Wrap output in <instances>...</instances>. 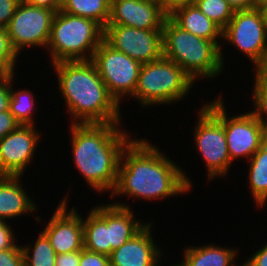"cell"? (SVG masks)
I'll return each instance as SVG.
<instances>
[{"label": "cell", "mask_w": 267, "mask_h": 266, "mask_svg": "<svg viewBox=\"0 0 267 266\" xmlns=\"http://www.w3.org/2000/svg\"><path fill=\"white\" fill-rule=\"evenodd\" d=\"M247 257V260L240 263L242 266H267V242L258 251Z\"/></svg>", "instance_id": "cell-35"}, {"label": "cell", "mask_w": 267, "mask_h": 266, "mask_svg": "<svg viewBox=\"0 0 267 266\" xmlns=\"http://www.w3.org/2000/svg\"><path fill=\"white\" fill-rule=\"evenodd\" d=\"M80 251L57 254L55 266H79Z\"/></svg>", "instance_id": "cell-37"}, {"label": "cell", "mask_w": 267, "mask_h": 266, "mask_svg": "<svg viewBox=\"0 0 267 266\" xmlns=\"http://www.w3.org/2000/svg\"><path fill=\"white\" fill-rule=\"evenodd\" d=\"M51 66L71 124L123 123L121 106L109 94L91 60L61 61Z\"/></svg>", "instance_id": "cell-3"}, {"label": "cell", "mask_w": 267, "mask_h": 266, "mask_svg": "<svg viewBox=\"0 0 267 266\" xmlns=\"http://www.w3.org/2000/svg\"><path fill=\"white\" fill-rule=\"evenodd\" d=\"M223 96L204 102L224 126L230 159L247 161L267 141V130L251 111L228 116ZM241 158V159H240Z\"/></svg>", "instance_id": "cell-7"}, {"label": "cell", "mask_w": 267, "mask_h": 266, "mask_svg": "<svg viewBox=\"0 0 267 266\" xmlns=\"http://www.w3.org/2000/svg\"><path fill=\"white\" fill-rule=\"evenodd\" d=\"M55 14V10L20 1L6 27L11 45L18 55L27 47L46 49Z\"/></svg>", "instance_id": "cell-10"}, {"label": "cell", "mask_w": 267, "mask_h": 266, "mask_svg": "<svg viewBox=\"0 0 267 266\" xmlns=\"http://www.w3.org/2000/svg\"><path fill=\"white\" fill-rule=\"evenodd\" d=\"M247 182L252 199L258 209L267 204V141L250 157L247 162Z\"/></svg>", "instance_id": "cell-22"}, {"label": "cell", "mask_w": 267, "mask_h": 266, "mask_svg": "<svg viewBox=\"0 0 267 266\" xmlns=\"http://www.w3.org/2000/svg\"><path fill=\"white\" fill-rule=\"evenodd\" d=\"M109 264L108 255L92 252L85 248L80 251L79 266H108Z\"/></svg>", "instance_id": "cell-30"}, {"label": "cell", "mask_w": 267, "mask_h": 266, "mask_svg": "<svg viewBox=\"0 0 267 266\" xmlns=\"http://www.w3.org/2000/svg\"><path fill=\"white\" fill-rule=\"evenodd\" d=\"M229 5L234 9L237 10H249L257 8L256 0H225Z\"/></svg>", "instance_id": "cell-39"}, {"label": "cell", "mask_w": 267, "mask_h": 266, "mask_svg": "<svg viewBox=\"0 0 267 266\" xmlns=\"http://www.w3.org/2000/svg\"><path fill=\"white\" fill-rule=\"evenodd\" d=\"M36 7L47 8L58 12L61 9L62 0H24Z\"/></svg>", "instance_id": "cell-38"}, {"label": "cell", "mask_w": 267, "mask_h": 266, "mask_svg": "<svg viewBox=\"0 0 267 266\" xmlns=\"http://www.w3.org/2000/svg\"><path fill=\"white\" fill-rule=\"evenodd\" d=\"M167 16L155 0H111L108 24H118L143 30H162Z\"/></svg>", "instance_id": "cell-16"}, {"label": "cell", "mask_w": 267, "mask_h": 266, "mask_svg": "<svg viewBox=\"0 0 267 266\" xmlns=\"http://www.w3.org/2000/svg\"><path fill=\"white\" fill-rule=\"evenodd\" d=\"M238 251L237 246L229 248L211 242L201 246L189 245L184 248L183 261L176 263V266H242L236 262Z\"/></svg>", "instance_id": "cell-21"}, {"label": "cell", "mask_w": 267, "mask_h": 266, "mask_svg": "<svg viewBox=\"0 0 267 266\" xmlns=\"http://www.w3.org/2000/svg\"><path fill=\"white\" fill-rule=\"evenodd\" d=\"M195 0H160L162 12L168 17L175 10L194 4Z\"/></svg>", "instance_id": "cell-36"}, {"label": "cell", "mask_w": 267, "mask_h": 266, "mask_svg": "<svg viewBox=\"0 0 267 266\" xmlns=\"http://www.w3.org/2000/svg\"><path fill=\"white\" fill-rule=\"evenodd\" d=\"M153 222L147 224L131 239L109 255L111 266H161L164 256L162 246L156 245L152 237ZM152 228V229H151Z\"/></svg>", "instance_id": "cell-15"}, {"label": "cell", "mask_w": 267, "mask_h": 266, "mask_svg": "<svg viewBox=\"0 0 267 266\" xmlns=\"http://www.w3.org/2000/svg\"><path fill=\"white\" fill-rule=\"evenodd\" d=\"M20 123L10 113V111L0 112V139L15 130Z\"/></svg>", "instance_id": "cell-34"}, {"label": "cell", "mask_w": 267, "mask_h": 266, "mask_svg": "<svg viewBox=\"0 0 267 266\" xmlns=\"http://www.w3.org/2000/svg\"><path fill=\"white\" fill-rule=\"evenodd\" d=\"M91 61L109 94L120 106L123 99L134 94L142 66L140 62L114 49L104 39L95 50Z\"/></svg>", "instance_id": "cell-9"}, {"label": "cell", "mask_w": 267, "mask_h": 266, "mask_svg": "<svg viewBox=\"0 0 267 266\" xmlns=\"http://www.w3.org/2000/svg\"><path fill=\"white\" fill-rule=\"evenodd\" d=\"M103 39L114 49L141 64L163 57L162 30H143L118 24H107Z\"/></svg>", "instance_id": "cell-12"}, {"label": "cell", "mask_w": 267, "mask_h": 266, "mask_svg": "<svg viewBox=\"0 0 267 266\" xmlns=\"http://www.w3.org/2000/svg\"><path fill=\"white\" fill-rule=\"evenodd\" d=\"M7 221L0 220V250H4L10 247H14L18 242L15 238L17 234L14 232L11 225L6 223ZM14 232V233H13Z\"/></svg>", "instance_id": "cell-31"}, {"label": "cell", "mask_w": 267, "mask_h": 266, "mask_svg": "<svg viewBox=\"0 0 267 266\" xmlns=\"http://www.w3.org/2000/svg\"><path fill=\"white\" fill-rule=\"evenodd\" d=\"M262 18L264 19L265 23L267 24V2L263 3L259 8Z\"/></svg>", "instance_id": "cell-41"}, {"label": "cell", "mask_w": 267, "mask_h": 266, "mask_svg": "<svg viewBox=\"0 0 267 266\" xmlns=\"http://www.w3.org/2000/svg\"><path fill=\"white\" fill-rule=\"evenodd\" d=\"M163 56L174 61L194 81L213 80L224 69L220 48L211 40L197 37L166 17L162 26Z\"/></svg>", "instance_id": "cell-4"}, {"label": "cell", "mask_w": 267, "mask_h": 266, "mask_svg": "<svg viewBox=\"0 0 267 266\" xmlns=\"http://www.w3.org/2000/svg\"><path fill=\"white\" fill-rule=\"evenodd\" d=\"M22 179V176H0V220L18 219L38 210L26 187L23 189Z\"/></svg>", "instance_id": "cell-17"}, {"label": "cell", "mask_w": 267, "mask_h": 266, "mask_svg": "<svg viewBox=\"0 0 267 266\" xmlns=\"http://www.w3.org/2000/svg\"><path fill=\"white\" fill-rule=\"evenodd\" d=\"M21 249L24 256V266H55L57 254L42 231H40L34 244H22Z\"/></svg>", "instance_id": "cell-25"}, {"label": "cell", "mask_w": 267, "mask_h": 266, "mask_svg": "<svg viewBox=\"0 0 267 266\" xmlns=\"http://www.w3.org/2000/svg\"><path fill=\"white\" fill-rule=\"evenodd\" d=\"M257 74L267 78V47L262 62L254 70Z\"/></svg>", "instance_id": "cell-40"}, {"label": "cell", "mask_w": 267, "mask_h": 266, "mask_svg": "<svg viewBox=\"0 0 267 266\" xmlns=\"http://www.w3.org/2000/svg\"><path fill=\"white\" fill-rule=\"evenodd\" d=\"M35 125H19L0 139V176H23L42 137Z\"/></svg>", "instance_id": "cell-13"}, {"label": "cell", "mask_w": 267, "mask_h": 266, "mask_svg": "<svg viewBox=\"0 0 267 266\" xmlns=\"http://www.w3.org/2000/svg\"><path fill=\"white\" fill-rule=\"evenodd\" d=\"M17 52L13 49L7 29L0 26V62L11 72L15 73L18 59Z\"/></svg>", "instance_id": "cell-28"}, {"label": "cell", "mask_w": 267, "mask_h": 266, "mask_svg": "<svg viewBox=\"0 0 267 266\" xmlns=\"http://www.w3.org/2000/svg\"><path fill=\"white\" fill-rule=\"evenodd\" d=\"M0 266H24L21 244L0 250Z\"/></svg>", "instance_id": "cell-29"}, {"label": "cell", "mask_w": 267, "mask_h": 266, "mask_svg": "<svg viewBox=\"0 0 267 266\" xmlns=\"http://www.w3.org/2000/svg\"><path fill=\"white\" fill-rule=\"evenodd\" d=\"M93 207L83 218L84 248L109 256L112 252L109 243V203Z\"/></svg>", "instance_id": "cell-19"}, {"label": "cell", "mask_w": 267, "mask_h": 266, "mask_svg": "<svg viewBox=\"0 0 267 266\" xmlns=\"http://www.w3.org/2000/svg\"><path fill=\"white\" fill-rule=\"evenodd\" d=\"M194 4L222 30L234 15V9L225 0H195Z\"/></svg>", "instance_id": "cell-26"}, {"label": "cell", "mask_w": 267, "mask_h": 266, "mask_svg": "<svg viewBox=\"0 0 267 266\" xmlns=\"http://www.w3.org/2000/svg\"><path fill=\"white\" fill-rule=\"evenodd\" d=\"M254 74V84L252 96V107L251 112L253 115L264 125L267 130V78L257 74Z\"/></svg>", "instance_id": "cell-27"}, {"label": "cell", "mask_w": 267, "mask_h": 266, "mask_svg": "<svg viewBox=\"0 0 267 266\" xmlns=\"http://www.w3.org/2000/svg\"><path fill=\"white\" fill-rule=\"evenodd\" d=\"M21 0H0V26L6 28Z\"/></svg>", "instance_id": "cell-32"}, {"label": "cell", "mask_w": 267, "mask_h": 266, "mask_svg": "<svg viewBox=\"0 0 267 266\" xmlns=\"http://www.w3.org/2000/svg\"><path fill=\"white\" fill-rule=\"evenodd\" d=\"M68 193L41 231L47 236L56 254L81 251L84 248L83 215L76 206L68 209ZM79 212V213H78Z\"/></svg>", "instance_id": "cell-14"}, {"label": "cell", "mask_w": 267, "mask_h": 266, "mask_svg": "<svg viewBox=\"0 0 267 266\" xmlns=\"http://www.w3.org/2000/svg\"><path fill=\"white\" fill-rule=\"evenodd\" d=\"M127 204V205H126ZM128 203H109V243L112 251L136 235L147 223L138 220Z\"/></svg>", "instance_id": "cell-20"}, {"label": "cell", "mask_w": 267, "mask_h": 266, "mask_svg": "<svg viewBox=\"0 0 267 266\" xmlns=\"http://www.w3.org/2000/svg\"><path fill=\"white\" fill-rule=\"evenodd\" d=\"M11 73L0 76V112L10 111Z\"/></svg>", "instance_id": "cell-33"}, {"label": "cell", "mask_w": 267, "mask_h": 266, "mask_svg": "<svg viewBox=\"0 0 267 266\" xmlns=\"http://www.w3.org/2000/svg\"><path fill=\"white\" fill-rule=\"evenodd\" d=\"M198 113V120L193 129V140L195 149L205 163L206 176L209 180L207 182L217 177L224 179L233 164L228 152L224 126L204 103Z\"/></svg>", "instance_id": "cell-8"}, {"label": "cell", "mask_w": 267, "mask_h": 266, "mask_svg": "<svg viewBox=\"0 0 267 266\" xmlns=\"http://www.w3.org/2000/svg\"><path fill=\"white\" fill-rule=\"evenodd\" d=\"M168 17L183 30L197 37L213 41L220 48L221 61L225 67L223 45L220 43L222 42L220 41L222 40V29L207 18L195 4L179 8Z\"/></svg>", "instance_id": "cell-18"}, {"label": "cell", "mask_w": 267, "mask_h": 266, "mask_svg": "<svg viewBox=\"0 0 267 266\" xmlns=\"http://www.w3.org/2000/svg\"><path fill=\"white\" fill-rule=\"evenodd\" d=\"M104 29L94 20L59 10L46 47L50 65L61 61H89L103 40Z\"/></svg>", "instance_id": "cell-5"}, {"label": "cell", "mask_w": 267, "mask_h": 266, "mask_svg": "<svg viewBox=\"0 0 267 266\" xmlns=\"http://www.w3.org/2000/svg\"><path fill=\"white\" fill-rule=\"evenodd\" d=\"M122 123L70 124V143L74 169L85 183L99 193L112 192L123 148L132 133ZM121 127V128H120ZM124 129V130H123Z\"/></svg>", "instance_id": "cell-2"}, {"label": "cell", "mask_w": 267, "mask_h": 266, "mask_svg": "<svg viewBox=\"0 0 267 266\" xmlns=\"http://www.w3.org/2000/svg\"><path fill=\"white\" fill-rule=\"evenodd\" d=\"M15 73H11V91H10V113L15 117V119L21 125H35L36 120L34 114V110L36 108V101L34 93L31 90L27 89H18L14 90V76ZM14 76V77H13ZM35 106V107H34ZM35 119H34V118Z\"/></svg>", "instance_id": "cell-24"}, {"label": "cell", "mask_w": 267, "mask_h": 266, "mask_svg": "<svg viewBox=\"0 0 267 266\" xmlns=\"http://www.w3.org/2000/svg\"><path fill=\"white\" fill-rule=\"evenodd\" d=\"M222 41L229 42L252 62L254 70L262 62L267 47V24L258 8L237 10L222 30Z\"/></svg>", "instance_id": "cell-11"}, {"label": "cell", "mask_w": 267, "mask_h": 266, "mask_svg": "<svg viewBox=\"0 0 267 266\" xmlns=\"http://www.w3.org/2000/svg\"><path fill=\"white\" fill-rule=\"evenodd\" d=\"M60 10L94 20L104 29L110 19L111 0H62Z\"/></svg>", "instance_id": "cell-23"}, {"label": "cell", "mask_w": 267, "mask_h": 266, "mask_svg": "<svg viewBox=\"0 0 267 266\" xmlns=\"http://www.w3.org/2000/svg\"><path fill=\"white\" fill-rule=\"evenodd\" d=\"M195 85L179 65L163 56L142 64L136 89L130 98L136 99L143 108L170 106L187 98Z\"/></svg>", "instance_id": "cell-6"}, {"label": "cell", "mask_w": 267, "mask_h": 266, "mask_svg": "<svg viewBox=\"0 0 267 266\" xmlns=\"http://www.w3.org/2000/svg\"><path fill=\"white\" fill-rule=\"evenodd\" d=\"M257 8H259L263 3L267 2V0H256Z\"/></svg>", "instance_id": "cell-43"}, {"label": "cell", "mask_w": 267, "mask_h": 266, "mask_svg": "<svg viewBox=\"0 0 267 266\" xmlns=\"http://www.w3.org/2000/svg\"><path fill=\"white\" fill-rule=\"evenodd\" d=\"M11 72L0 62V76L8 75Z\"/></svg>", "instance_id": "cell-42"}, {"label": "cell", "mask_w": 267, "mask_h": 266, "mask_svg": "<svg viewBox=\"0 0 267 266\" xmlns=\"http://www.w3.org/2000/svg\"><path fill=\"white\" fill-rule=\"evenodd\" d=\"M170 159L145 137L131 139L122 150L110 198L121 195L147 202L187 195L193 187L192 180Z\"/></svg>", "instance_id": "cell-1"}]
</instances>
